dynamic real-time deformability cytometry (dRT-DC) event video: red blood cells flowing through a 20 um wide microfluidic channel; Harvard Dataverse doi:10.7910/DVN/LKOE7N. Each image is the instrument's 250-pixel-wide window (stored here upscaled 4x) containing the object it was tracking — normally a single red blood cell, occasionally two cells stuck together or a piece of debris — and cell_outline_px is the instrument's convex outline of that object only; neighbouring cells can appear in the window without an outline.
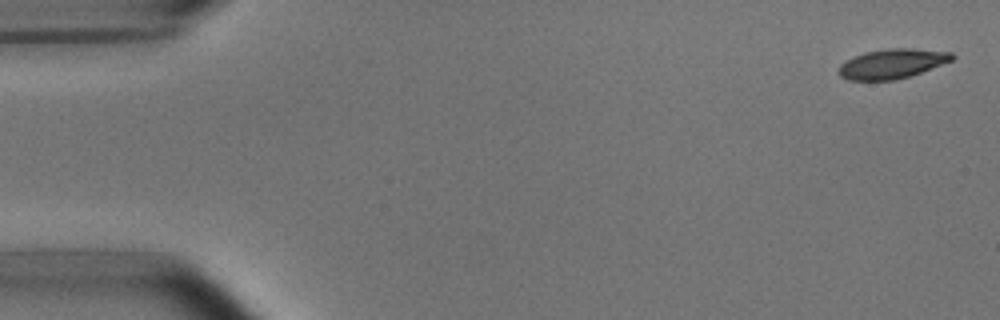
{"species": "common noctule bat (a hibernating species)", "species_latin": "Nyctalus noctula", "temperature_condition": "room temperature", "stored_images_in_passage": 4, "camera_frame_rate_fps": 3000, "um_per_image_px": 0.085, "animal": {"sex": "male", "body_mass_g": 15.6}, "frame": {"image": 1, "passage_image": 1, "time_ms": 0.0, "image_size_px": [1000, 320], "cell_outline_px": [[956, 56], [952, 60], [920, 72], [908, 76], [892, 80], [848, 80], [840, 76], [840, 64], [844, 60], [864, 52], [888, 48], [912, 48], [952, 52]], "centroid_in_image_um": [75.81, 5.4], "position_along_channel_um": 9.2, "area_um2": 19.42}}